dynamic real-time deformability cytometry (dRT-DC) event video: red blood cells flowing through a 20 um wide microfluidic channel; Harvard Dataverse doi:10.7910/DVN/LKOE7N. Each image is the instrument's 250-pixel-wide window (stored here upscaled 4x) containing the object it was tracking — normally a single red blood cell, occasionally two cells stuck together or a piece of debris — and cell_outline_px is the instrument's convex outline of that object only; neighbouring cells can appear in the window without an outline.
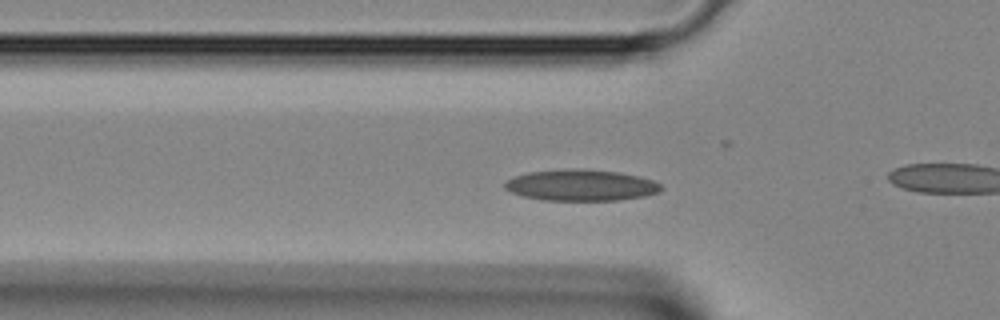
{"species": "Egyptian fruit bat (a non-hibernating species)", "species_latin": "Rousettus aegyptiacus", "temperature_condition": "room temperature", "stored_images_in_passage": 30, "camera_frame_rate_fps": 3000, "um_per_image_px": 0.085, "animal": {"sex": "female"}, "frame": {"image": 1, "passage_image": 3, "time_ms": 0.667, "image_size_px": [1000, 320], "cell_outline_px": [[664, 188], [660, 192], [644, 196], [620, 200], [544, 200], [524, 196], [512, 192], [504, 188], [504, 180], [528, 172], [580, 168], [616, 172], [636, 176], [652, 180], [660, 184]], "centroid_in_image_um": [49.38, 15.75], "position_along_channel_um": 76.4, "area_um2": 28.26}}
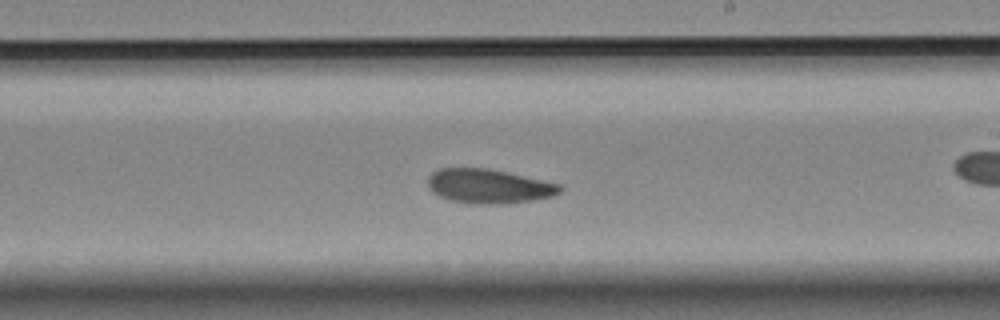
{"frame": {"image": 2, "passage_image": 13, "time_ms": 4.0, "image_size_px": [1000, 320], "cell_outline_px": [[564, 188], [560, 192], [552, 196], [532, 200], [500, 204], [480, 204], [452, 200], [440, 196], [432, 192], [428, 188], [428, 176], [432, 172], [440, 168], [488, 168], [560, 184]], "centroid_in_image_um": [41.53, 15.82], "position_along_channel_um": 247.5, "area_um2": 26.18}}
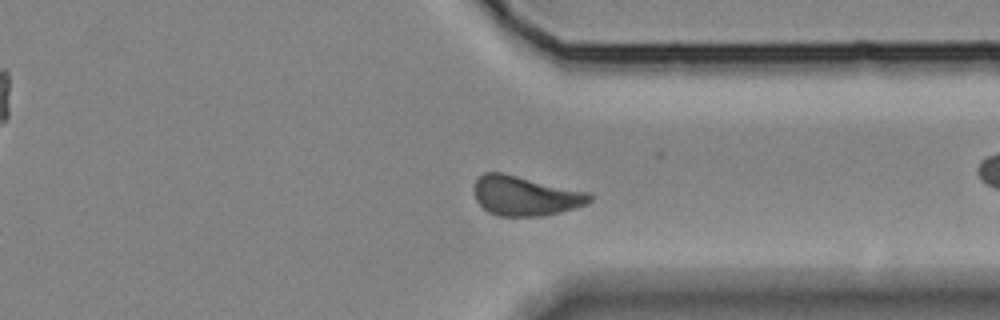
{"frame": {"image": 3, "passage_image": 20, "time_ms": 6.333, "image_size_px": [1000, 320], "cell_outline_px": [[592, 200], [588, 204], [560, 212], [544, 216], [500, 216], [488, 212], [476, 200], [472, 188], [476, 180], [484, 172], [500, 172], [588, 192], [592, 196]], "centroid_in_image_um": [44.63, 16.65], "position_along_channel_um": 366.8, "area_um2": 26.65}}